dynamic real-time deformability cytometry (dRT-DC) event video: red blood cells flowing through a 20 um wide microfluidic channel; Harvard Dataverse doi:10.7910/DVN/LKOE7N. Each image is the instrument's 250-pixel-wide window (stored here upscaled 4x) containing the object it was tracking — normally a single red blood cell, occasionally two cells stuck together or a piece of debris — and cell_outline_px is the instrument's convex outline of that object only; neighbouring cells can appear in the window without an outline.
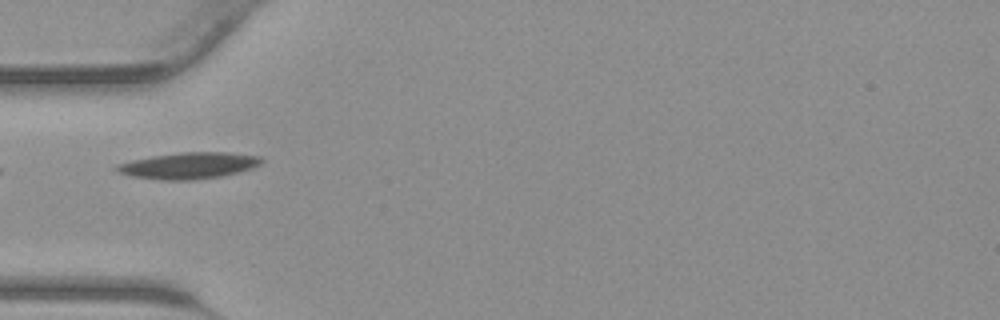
{"species": "common noctule bat (a hibernating species)", "species_latin": "Nyctalus noctula", "temperature_condition": "warm", "stored_images_in_passage": 31, "camera_frame_rate_fps": 3000, "um_per_image_px": 0.085, "animal": {"sex": "male", "body_mass_g": 23.1, "forearm_length_mm": 52.7}, "frame": {"image": 1, "passage_image": 1, "time_ms": 0.0, "image_size_px": [1000, 320], "cell_outline_px": [[264, 160], [260, 164], [252, 168], [220, 176], [196, 180], [160, 180], [132, 176], [120, 172], [112, 168], [116, 164], [132, 160], [152, 156], [180, 152], [224, 152], [260, 156]], "centroid_in_image_um": [16.02, 14.07], "position_along_channel_um": 69.0, "area_um2": 22.2}}
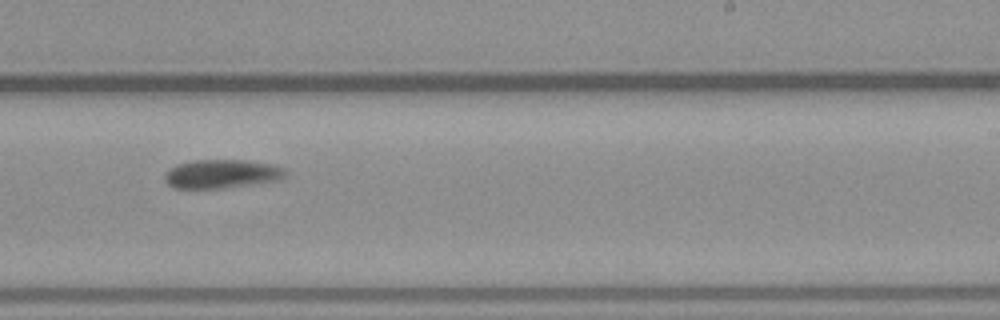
{"frame": {"image": 2, "passage_image": 14, "time_ms": 4.333, "image_size_px": [1000, 320], "cell_outline_px": [[288, 176], [284, 180], [224, 188], [172, 188], [164, 180], [164, 176], [176, 164], [192, 160], [244, 160], [272, 164], [284, 168], [288, 172]], "centroid_in_image_um": [18.92, 14.78], "position_along_channel_um": 270.1, "area_um2": 20.52}}
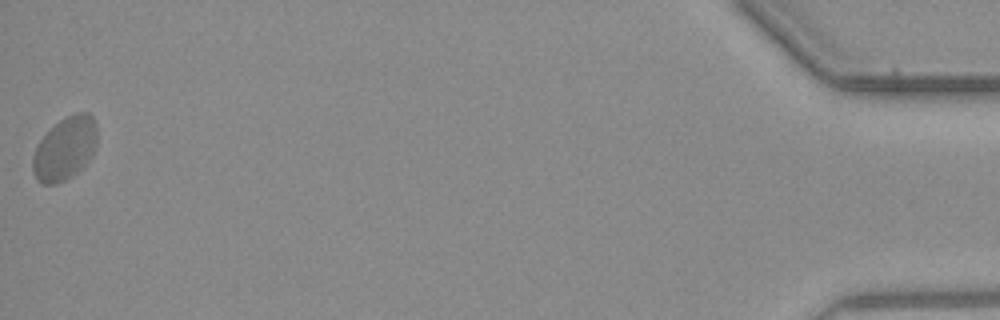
{"frame": {"image": 3, "passage_image": 31, "time_ms": 10.0, "image_size_px": [1000, 320], "cell_outline_px": [[96, 148], [92, 156], [76, 172], [64, 180], [56, 184], [44, 184], [36, 180], [32, 168], [32, 160], [36, 148], [40, 140], [60, 120], [76, 112], [88, 112], [92, 116], [96, 124]], "centroid_in_image_um": [5.53, 12.63], "position_along_channel_um": 429.7, "area_um2": 23.35}}